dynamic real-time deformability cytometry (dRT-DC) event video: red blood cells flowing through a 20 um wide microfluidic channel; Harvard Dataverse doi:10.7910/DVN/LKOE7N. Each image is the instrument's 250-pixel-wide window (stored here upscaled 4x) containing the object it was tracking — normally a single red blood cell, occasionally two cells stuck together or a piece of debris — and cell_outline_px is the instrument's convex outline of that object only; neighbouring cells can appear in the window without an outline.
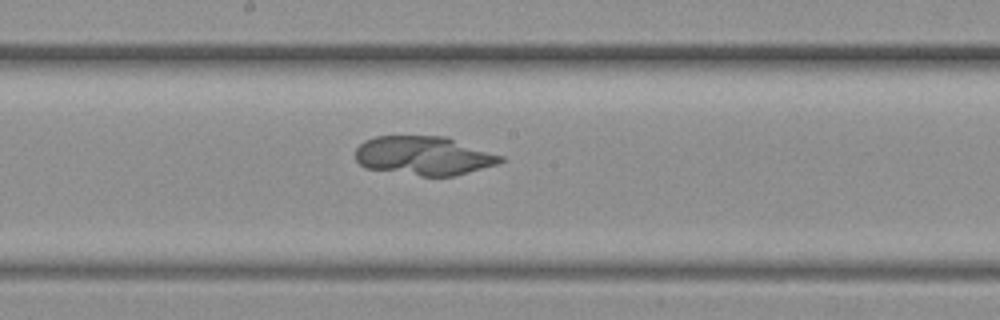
{"species": "common noctule bat (a hibernating species)", "species_latin": "Nyctalus noctula", "temperature_condition": "warm", "stored_images_in_passage": 77, "camera_frame_rate_fps": 3000, "um_per_image_px": 0.085, "animal": {"sex": "female", "body_mass_g": 19.3, "forearm_length_mm": 54.1}, "frame": {"image": 1, "passage_image": 39, "time_ms": 12.667, "image_size_px": [1000, 320], "cell_outline_px": [[504, 160], [496, 164], [468, 172], [452, 176], [420, 176], [364, 168], [356, 160], [356, 148], [364, 140], [376, 136], [444, 136], [504, 156]], "centroid_in_image_um": [35.99, 13.24], "position_along_channel_um": 212.2, "area_um2": 32.83}}
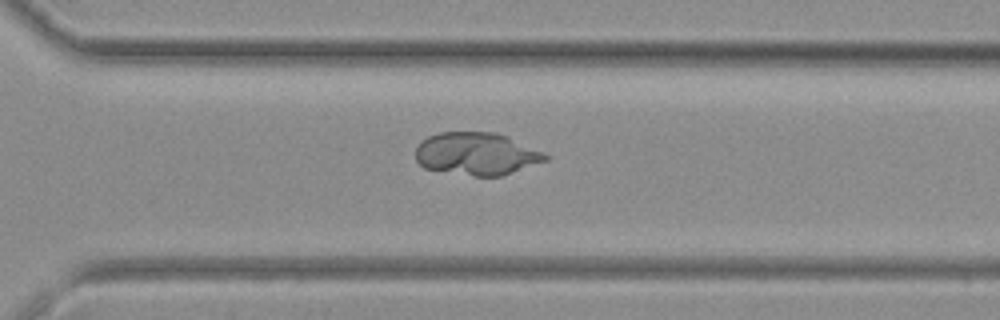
{"frame": {"image": 2, "passage_image": 53, "time_ms": 17.333, "image_size_px": [1000, 320], "cell_outline_px": [[552, 156], [548, 160], [500, 176], [476, 176], [424, 168], [416, 160], [416, 148], [420, 140], [428, 136], [440, 132], [492, 132], [508, 136], [544, 152]], "centroid_in_image_um": [40.52, 13.06], "position_along_channel_um": 330.1, "area_um2": 32.25}}
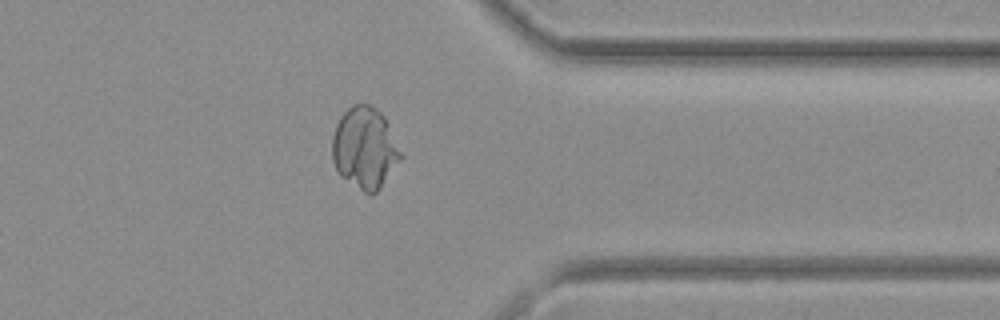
{"frame": {"image": 3, "passage_image": 60, "time_ms": 19.667, "image_size_px": [1000, 320], "cell_outline_px": [[404, 156], [380, 188], [376, 192], [364, 192], [340, 176], [332, 160], [332, 136], [336, 124], [340, 116], [352, 104], [372, 104], [384, 116]], "centroid_in_image_um": [31.0, 12.56], "position_along_channel_um": 380.4, "area_um2": 32.6}}